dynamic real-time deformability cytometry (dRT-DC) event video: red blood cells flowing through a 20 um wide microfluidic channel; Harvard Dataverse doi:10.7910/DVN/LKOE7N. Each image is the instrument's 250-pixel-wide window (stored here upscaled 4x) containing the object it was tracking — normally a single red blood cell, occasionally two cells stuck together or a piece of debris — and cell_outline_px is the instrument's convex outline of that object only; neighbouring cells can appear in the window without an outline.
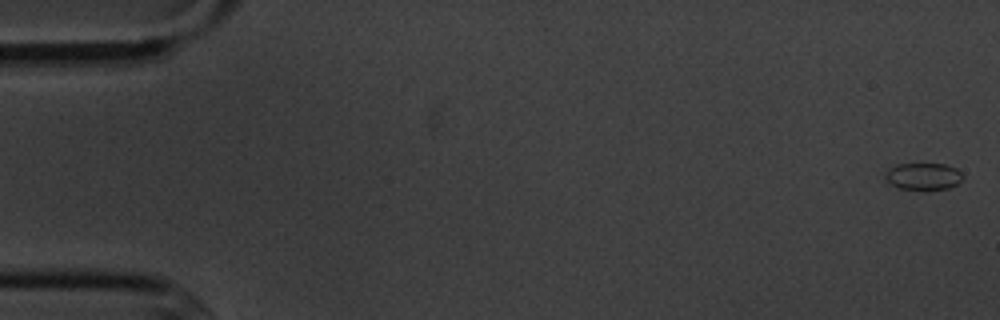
{"species": "common noctule bat (a hibernating species)", "species_latin": "Nyctalus noctula", "temperature_condition": "cold", "stored_images_in_passage": 6, "segment_of_instrument_passage": [2, 2], "camera_frame_rate_fps": 3000, "um_per_image_px": 0.085, "animal": {"sex": "male", "body_mass_g": 20.1, "forearm_length_mm": 53.5}, "frame": {"image": 1, "passage_image": 6, "time_ms": 6.0, "image_size_px": [1000, 320], "cell_outline_px": [[964, 176], [956, 184], [948, 188], [900, 188], [888, 184], [884, 176], [896, 164], [944, 164], [956, 168]], "centroid_in_image_um": [78.47, 14.97], "position_along_channel_um": 6.5, "area_um2": 11.73}}